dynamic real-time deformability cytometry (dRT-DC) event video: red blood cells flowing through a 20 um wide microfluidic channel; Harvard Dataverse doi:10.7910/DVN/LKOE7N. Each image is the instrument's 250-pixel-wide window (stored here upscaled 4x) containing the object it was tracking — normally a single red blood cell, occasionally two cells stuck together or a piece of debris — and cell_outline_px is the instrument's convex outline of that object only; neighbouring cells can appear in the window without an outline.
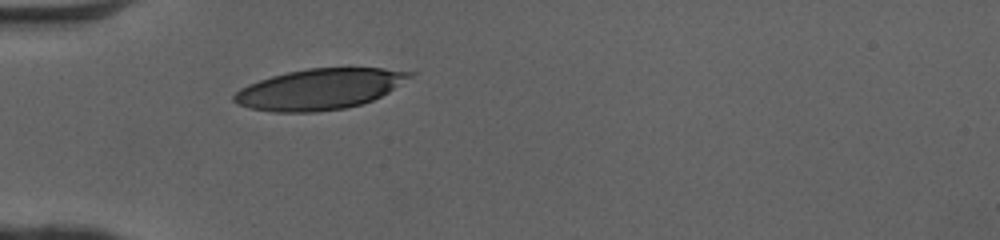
{"species": "human", "species_latin": "Homo sapiens", "temperature_condition": "cold", "stored_images_in_passage": 28, "camera_frame_rate_fps": 3000, "um_per_image_px": 0.085, "donor": {"sex": "female"}, "frame": {"image": 1, "passage_image": 1, "time_ms": 0.0, "image_size_px": [1000, 240], "cell_outline_px": [[416, 72], [412, 76], [388, 92], [372, 100], [360, 104], [344, 108], [316, 112], [272, 112], [252, 108], [236, 104], [232, 100], [232, 96], [240, 88], [248, 84], [272, 76], [288, 72], [308, 68], [384, 68]], "centroid_in_image_um": [27.14, 7.57], "position_along_channel_um": 57.9, "area_um2": 41.5}}
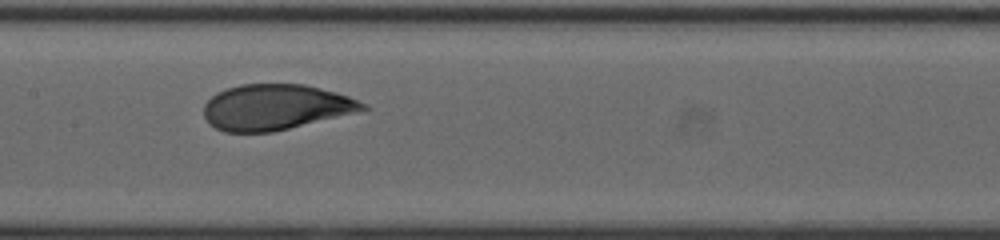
{"frame": {"image": 2, "passage_image": 11, "time_ms": 3.333, "image_size_px": [1000, 240], "cell_outline_px": [[372, 108], [356, 112], [272, 132], [224, 132], [208, 124], [204, 116], [204, 104], [216, 92], [240, 84], [304, 84], [336, 92], [348, 96], [368, 104]], "centroid_in_image_um": [23.41, 9.1], "position_along_channel_um": 184.0, "area_um2": 42.19}}
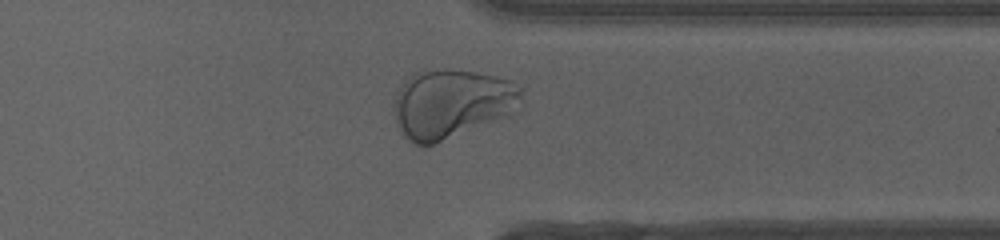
{"frame": {"image": 3, "passage_image": 25, "time_ms": 8.0, "image_size_px": [1000, 240], "cell_outline_px": [[520, 96], [512, 116], [424, 148], [408, 140], [400, 132], [396, 124], [392, 112], [392, 108], [396, 92], [400, 84], [408, 76], [416, 72], [444, 68], [448, 68], [476, 72], [512, 80], [520, 84]], "centroid_in_image_um": [38.34, 8.83], "position_along_channel_um": 373.1, "area_um2": 52.54}, "authors_computed_cell_mechanics": {"area_um2": 43.2922, "velocity_mm_per_s": 4.0744, "shape_relaxation_time_tau1_ms": 2.8648, "shape_relaxation_time_tau2_ms": null, "deformation_change_tau1": 0.174, "deformation_change_tau2": null}}